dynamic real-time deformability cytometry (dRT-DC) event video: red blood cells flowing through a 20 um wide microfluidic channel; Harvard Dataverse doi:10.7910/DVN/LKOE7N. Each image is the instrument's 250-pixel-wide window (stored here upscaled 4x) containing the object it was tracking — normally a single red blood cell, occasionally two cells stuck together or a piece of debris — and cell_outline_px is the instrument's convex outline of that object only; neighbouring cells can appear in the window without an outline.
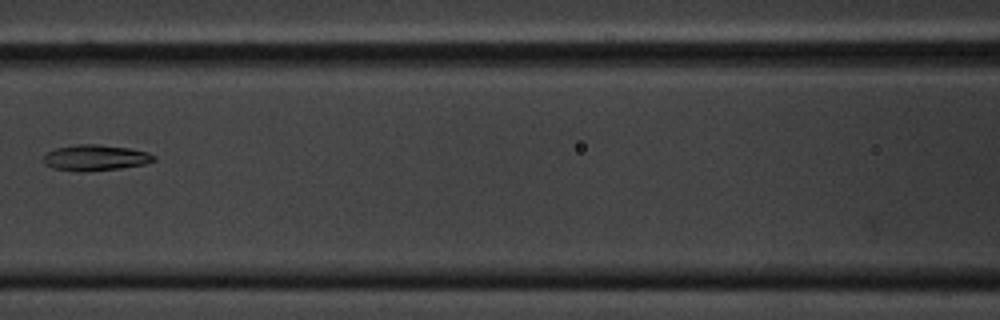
{"species": "common noctule bat (a hibernating species)", "species_latin": "Nyctalus noctula", "temperature_condition": "cold", "stored_images_in_passage": 9, "camera_frame_rate_fps": 3000, "um_per_image_px": 0.085, "animal": {"sex": "male", "body_mass_g": 20.1, "forearm_length_mm": 53.5}, "frame": {"image": 1, "passage_image": 3, "time_ms": 2.333, "image_size_px": [1000, 320], "cell_outline_px": [[156, 160], [144, 164], [120, 168], [88, 172], [80, 172], [52, 168], [44, 164], [44, 156], [48, 152], [56, 148], [76, 144], [96, 144], [128, 148], [148, 152], [156, 156]], "centroid_in_image_um": [8.1, 13.41], "position_along_channel_um": 158.5, "area_um2": 16.7}}
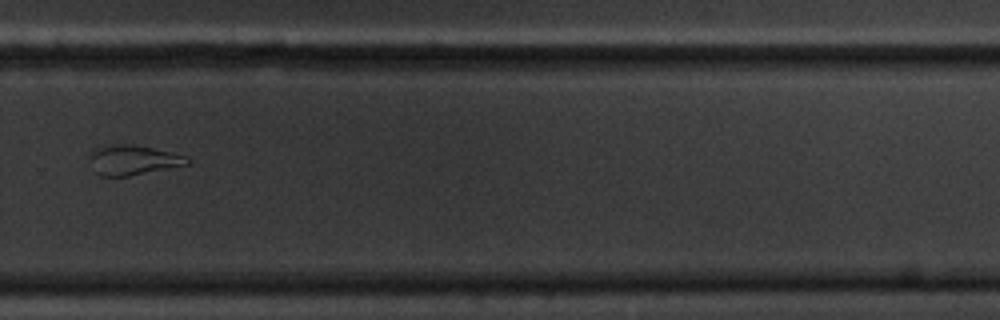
{"frame": {"image": 2, "passage_image": 7, "time_ms": 7.0, "image_size_px": [1000, 320], "cell_outline_px": [[192, 160], [188, 164], [128, 176], [100, 176], [96, 172], [88, 160], [88, 156], [96, 148], [116, 144], [132, 144], [172, 152], [184, 156]], "centroid_in_image_um": [11.28, 13.6], "position_along_channel_um": 318.5, "area_um2": 16.82}}
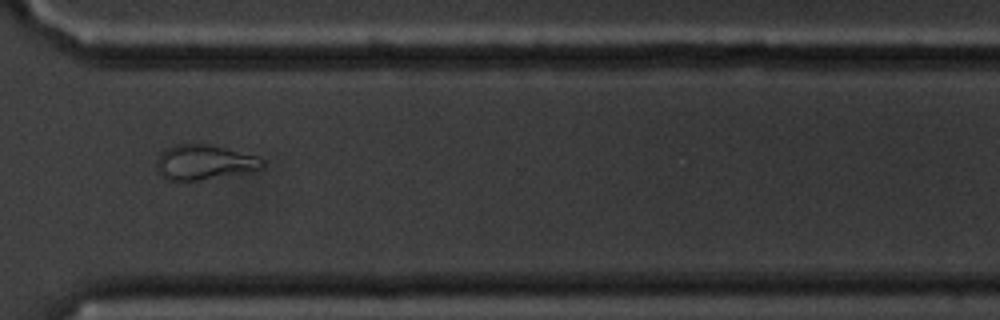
{"frame": {"image": 3, "passage_image": 8, "time_ms": 8.0, "image_size_px": [1000, 320], "cell_outline_px": [[264, 164], [260, 168], [196, 180], [168, 180], [156, 172], [156, 160], [160, 152], [176, 144], [212, 144], [256, 156], [264, 160]], "centroid_in_image_um": [17.26, 13.76], "position_along_channel_um": 353.3, "area_um2": 21.04}}